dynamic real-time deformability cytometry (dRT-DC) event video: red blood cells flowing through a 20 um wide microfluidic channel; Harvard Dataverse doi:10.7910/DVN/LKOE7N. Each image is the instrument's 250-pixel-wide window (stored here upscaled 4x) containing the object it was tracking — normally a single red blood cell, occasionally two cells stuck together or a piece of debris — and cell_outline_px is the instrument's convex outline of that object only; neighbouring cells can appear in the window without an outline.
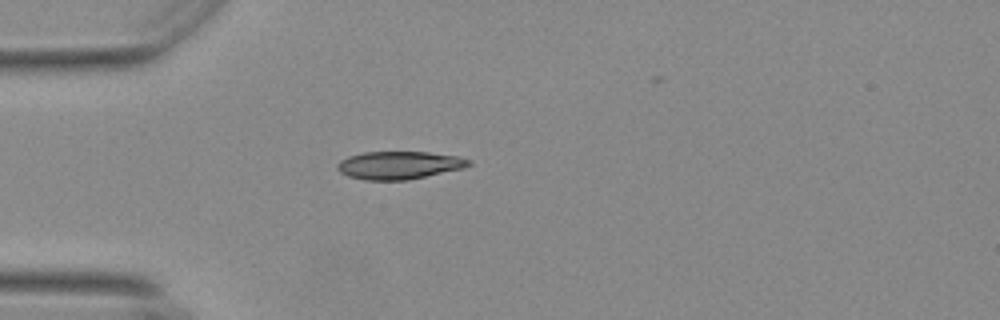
{"species": "Egyptian fruit bat (a non-hibernating species)", "species_latin": "Rousettus aegyptiacus", "temperature_condition": "warm", "stored_images_in_passage": 3, "camera_frame_rate_fps": 3000, "um_per_image_px": 0.085, "animal": {"sex": "female"}, "frame": {"image": 1, "passage_image": 1, "time_ms": 0.0, "image_size_px": [1000, 320], "cell_outline_px": [[472, 164], [464, 168], [408, 180], [364, 180], [348, 176], [340, 172], [336, 168], [336, 164], [340, 160], [348, 156], [364, 152], [428, 152], [460, 156], [472, 160]], "centroid_in_image_um": [33.94, 14.04], "position_along_channel_um": 51.1, "area_um2": 21.56}}